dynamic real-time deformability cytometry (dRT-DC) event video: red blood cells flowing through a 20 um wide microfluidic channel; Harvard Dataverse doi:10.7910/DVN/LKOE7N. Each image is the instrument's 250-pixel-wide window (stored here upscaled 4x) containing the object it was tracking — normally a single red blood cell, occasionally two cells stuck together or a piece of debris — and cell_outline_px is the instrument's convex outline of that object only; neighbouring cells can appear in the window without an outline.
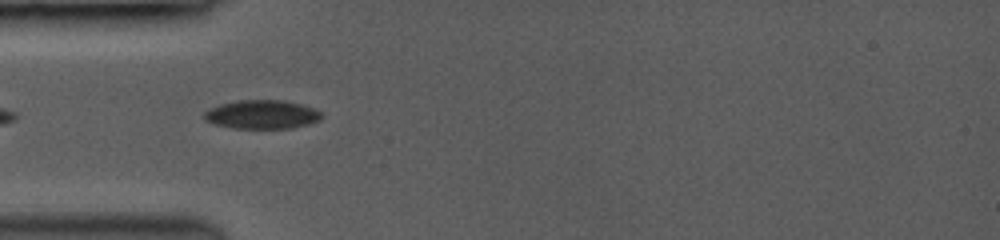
{"species": "common noctule bat (a hibernating species)", "species_latin": "Nyctalus noctula", "temperature_condition": "room temperature", "stored_images_in_passage": 41, "camera_frame_rate_fps": 3500, "um_per_image_px": 0.085, "animal": {"sex": "female", "body_mass_g": 19.0, "forearm_length_mm": 53.3}, "frame": {"image": 1, "passage_image": 3, "time_ms": 0.571, "image_size_px": [1000, 240], "cell_outline_px": [[324, 116], [320, 120], [308, 124], [292, 128], [232, 128], [216, 124], [204, 120], [204, 112], [220, 104], [240, 100], [280, 100], [300, 104], [312, 108], [320, 112]], "centroid_in_image_um": [22.27, 9.73], "position_along_channel_um": 62.7, "area_um2": 19.48}}
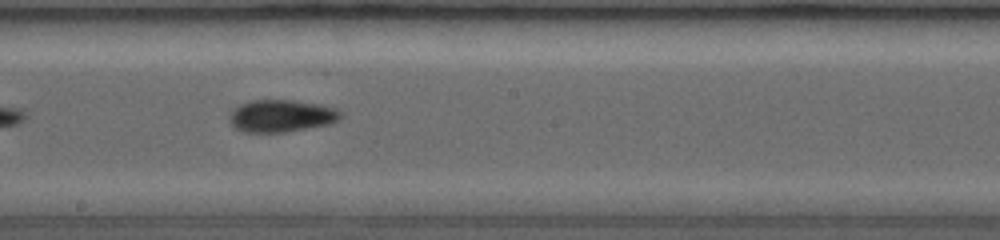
{"frame": {"image": 2, "passage_image": 17, "time_ms": 4.571, "image_size_px": [1000, 240], "cell_outline_px": [[340, 116], [336, 120], [328, 124], [308, 128], [284, 132], [244, 132], [236, 128], [232, 124], [232, 112], [236, 108], [244, 104], [256, 100], [284, 100], [316, 104], [332, 108], [340, 112]], "centroid_in_image_um": [23.91, 9.87], "position_along_channel_um": 224.3, "area_um2": 19.94}}
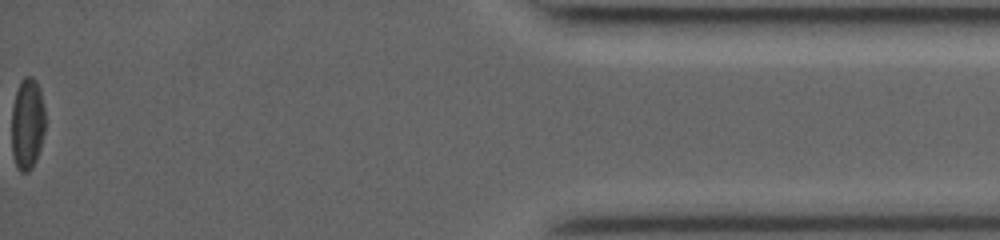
{"frame": {"image": 3, "passage_image": 41, "time_ms": 11.429, "image_size_px": [1000, 240], "cell_outline_px": [[44, 132], [40, 148], [36, 160], [32, 168], [28, 172], [20, 172], [16, 168], [12, 156], [12, 108], [16, 92], [20, 80], [24, 76], [32, 76], [36, 80], [40, 88], [44, 104]], "centroid_in_image_um": [2.32, 10.53], "position_along_channel_um": 432.9, "area_um2": 18.21}, "authors_computed_cell_mechanics": {"area_um2": 19.9988, "velocity_mm_per_s": 4.0797, "shape_relaxation_time_tau1_ms": 8.8586, "shape_relaxation_time_tau2_ms": 4.8474, "deformation_change_tau1": 0.1326, "deformation_change_tau2": 0.0864}}